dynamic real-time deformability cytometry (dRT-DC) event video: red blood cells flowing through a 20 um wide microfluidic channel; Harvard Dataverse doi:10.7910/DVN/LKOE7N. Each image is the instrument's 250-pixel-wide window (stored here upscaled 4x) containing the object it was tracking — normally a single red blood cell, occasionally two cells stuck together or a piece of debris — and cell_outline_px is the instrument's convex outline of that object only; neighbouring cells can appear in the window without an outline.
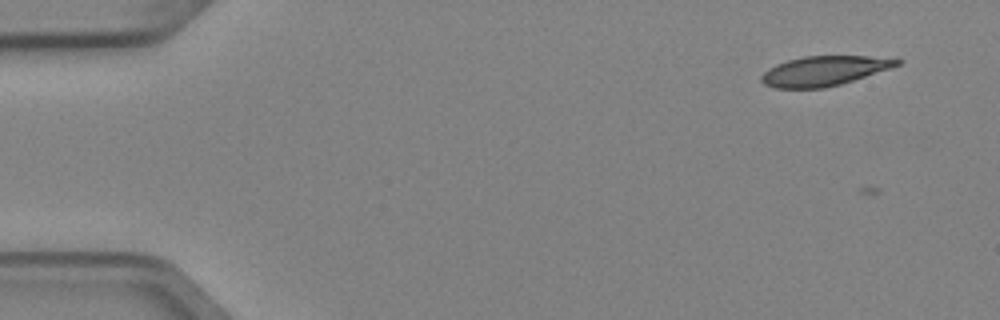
{"species": "Egyptian fruit bat (a non-hibernating species)", "species_latin": "Rousettus aegyptiacus", "temperature_condition": "cold", "stored_images_in_passage": 5, "camera_frame_rate_fps": 3000, "um_per_image_px": 0.085, "animal": {"sex": "female"}, "frame": {"image": 1, "passage_image": 1, "time_ms": 0.0, "image_size_px": [1000, 320], "cell_outline_px": [[904, 60], [900, 64], [840, 84], [824, 88], [776, 88], [764, 84], [760, 80], [760, 76], [768, 68], [776, 64], [788, 60], [804, 56], [896, 56]], "centroid_in_image_um": [70.07, 6.0], "position_along_channel_um": 14.9, "area_um2": 23.52}}